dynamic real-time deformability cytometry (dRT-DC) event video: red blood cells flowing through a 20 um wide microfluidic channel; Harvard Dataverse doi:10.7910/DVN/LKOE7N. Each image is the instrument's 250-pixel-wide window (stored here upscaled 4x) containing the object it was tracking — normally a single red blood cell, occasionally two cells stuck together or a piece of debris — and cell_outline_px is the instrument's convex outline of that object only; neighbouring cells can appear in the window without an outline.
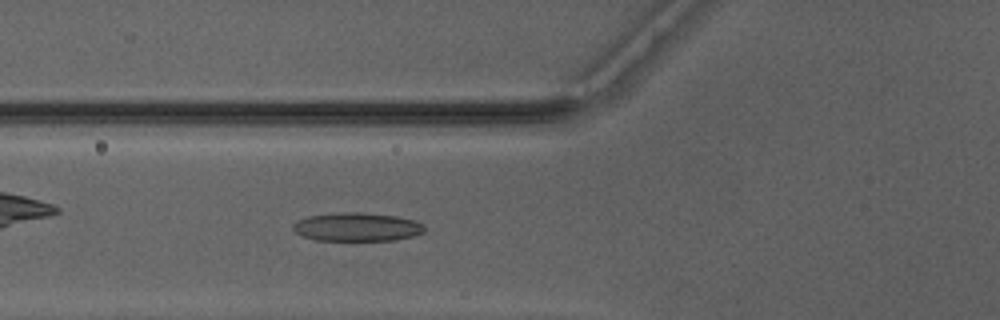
{"species": "Egyptian fruit bat (a non-hibernating species)", "species_latin": "Rousettus aegyptiacus", "temperature_condition": "warm", "stored_images_in_passage": 50, "camera_frame_rate_fps": 3000, "um_per_image_px": 0.085, "animal": {"sex": "male"}, "frame": {"image": 1, "passage_image": 19, "time_ms": 6.0, "image_size_px": [1000, 320], "cell_outline_px": [[424, 232], [412, 236], [396, 240], [316, 240], [300, 236], [292, 228], [292, 224], [308, 216], [340, 212], [360, 212], [396, 216], [412, 220], [424, 224]], "centroid_in_image_um": [30.32, 19.29], "position_along_channel_um": 95.5, "area_um2": 21.79}}
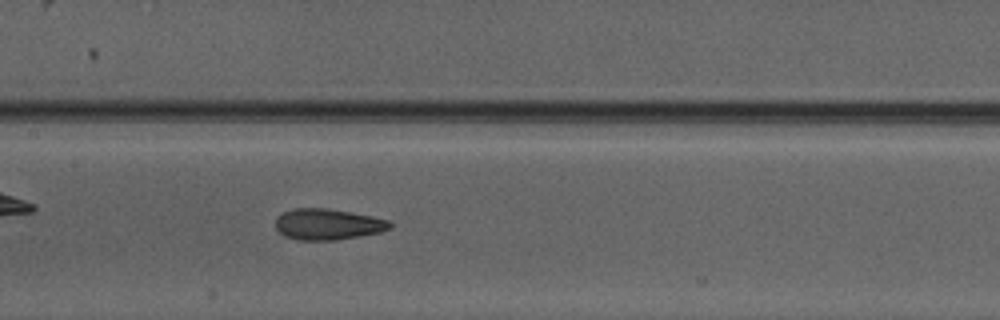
{"frame": {"image": 2, "passage_image": 25, "time_ms": 8.0, "image_size_px": [1000, 320], "cell_outline_px": [[392, 228], [380, 232], [360, 236], [336, 240], [300, 240], [284, 236], [276, 228], [276, 216], [292, 208], [328, 208], [372, 216], [388, 220], [392, 224]], "centroid_in_image_um": [27.86, 19.06], "position_along_channel_um": 179.5, "area_um2": 20.75}}
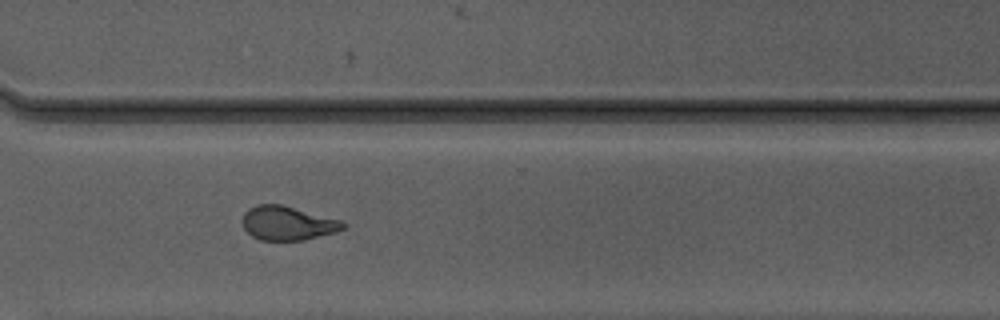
{"frame": {"image": 3, "passage_image": 37, "time_ms": 12.0, "image_size_px": [1000, 320], "cell_outline_px": [[348, 228], [336, 232], [304, 240], [260, 240], [252, 236], [244, 228], [240, 220], [244, 212], [248, 208], [256, 204], [280, 204], [344, 220], [348, 224]], "centroid_in_image_um": [24.48, 18.96], "position_along_channel_um": 346.1, "area_um2": 20.4}, "authors_computed_cell_mechanics": {"area_um2": 20.6924, "velocity_mm_per_s": 4.1748, "shape_relaxation_time_tau1_ms": 5.4542, "shape_relaxation_time_tau2_ms": 1.8437, "deformation_change_tau1": 0.1832, "deformation_change_tau2": 0.0955}}